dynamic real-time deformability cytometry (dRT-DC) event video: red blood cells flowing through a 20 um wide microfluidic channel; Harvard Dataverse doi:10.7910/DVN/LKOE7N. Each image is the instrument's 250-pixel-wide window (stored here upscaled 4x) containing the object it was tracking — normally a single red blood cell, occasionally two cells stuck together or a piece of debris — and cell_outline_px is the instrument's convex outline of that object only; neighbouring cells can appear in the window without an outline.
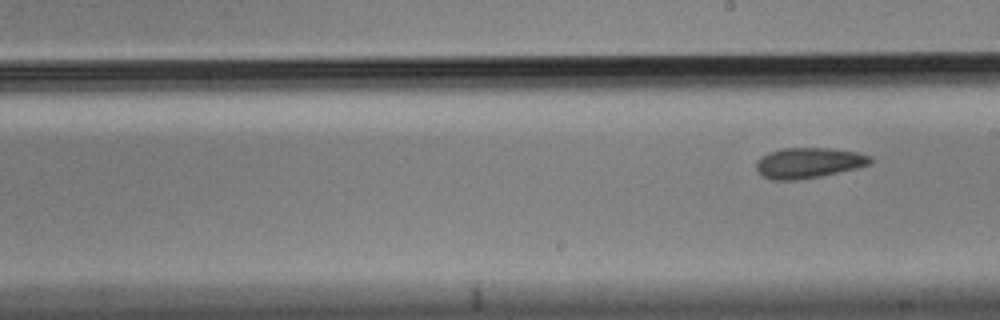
{"species": "Egyptian fruit bat (a non-hibernating species)", "species_latin": "Rousettus aegyptiacus", "temperature_condition": "cold", "stored_images_in_passage": 7, "segment_of_instrument_passage": [2, 2], "camera_frame_rate_fps": 3000, "um_per_image_px": 0.085, "animal": {"sex": "male"}, "frame": {"image": 1, "passage_image": 7, "time_ms": 2.0, "image_size_px": [1000, 320], "cell_outline_px": [[872, 164], [856, 168], [820, 176], [796, 180], [772, 180], [764, 176], [756, 168], [756, 160], [768, 152], [784, 148], [828, 148], [856, 152], [872, 156]], "centroid_in_image_um": [68.73, 13.84], "position_along_channel_um": 220.3, "area_um2": 20.17}}